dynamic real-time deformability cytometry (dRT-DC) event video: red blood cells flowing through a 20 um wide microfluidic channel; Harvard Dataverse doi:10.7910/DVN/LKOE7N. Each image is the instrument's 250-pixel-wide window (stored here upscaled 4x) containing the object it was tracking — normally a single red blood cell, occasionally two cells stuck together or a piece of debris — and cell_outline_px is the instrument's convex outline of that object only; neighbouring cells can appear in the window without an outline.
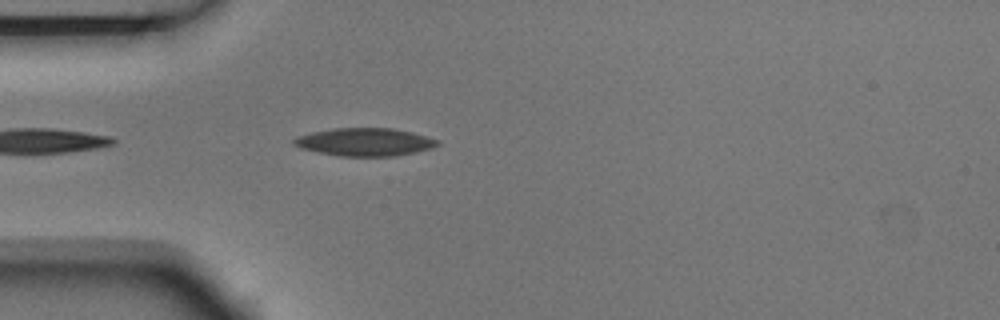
{"species": "Egyptian fruit bat (a non-hibernating species)", "species_latin": "Rousettus aegyptiacus", "temperature_condition": "room temperature", "stored_images_in_passage": 1, "camera_frame_rate_fps": 3000, "um_per_image_px": 0.085, "animal": {"sex": "male"}, "frame": {"image": 1, "passage_image": 1, "time_ms": 0.0, "image_size_px": [1000, 320], "cell_outline_px": [[440, 144], [432, 148], [416, 152], [396, 156], [340, 156], [300, 148], [292, 144], [292, 140], [296, 136], [312, 132], [332, 128], [392, 128], [412, 132], [428, 136], [440, 140]], "centroid_in_image_um": [31.03, 12.06], "position_along_channel_um": 54.0, "area_um2": 23.52}}